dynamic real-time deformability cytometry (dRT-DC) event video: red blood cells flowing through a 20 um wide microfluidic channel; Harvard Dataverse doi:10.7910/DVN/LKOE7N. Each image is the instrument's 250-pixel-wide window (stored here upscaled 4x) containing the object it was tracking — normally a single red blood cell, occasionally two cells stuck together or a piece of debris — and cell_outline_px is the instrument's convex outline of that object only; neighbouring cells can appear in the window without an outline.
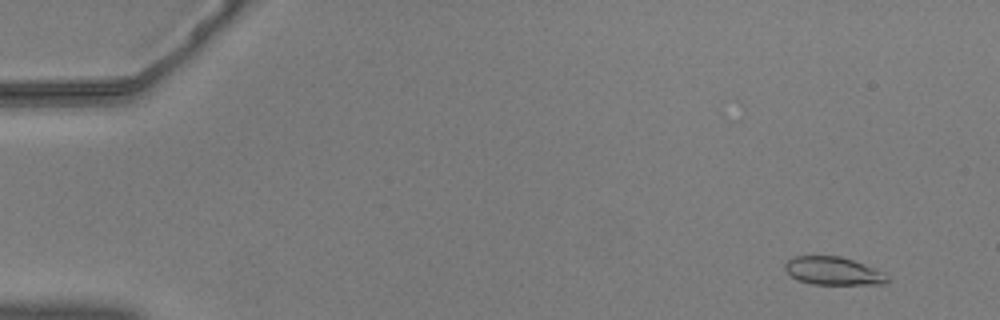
{"species": "common noctule bat (a hibernating species)", "species_latin": "Nyctalus noctula", "temperature_condition": "warm", "stored_images_in_passage": 57, "camera_frame_rate_fps": 3000, "um_per_image_px": 0.085, "animal": {"sex": "male", "body_mass_g": 20.5, "forearm_length_mm": 52.5}, "frame": {"image": 1, "passage_image": 5, "time_ms": 1.333, "image_size_px": [1000, 320], "cell_outline_px": [[888, 280], [884, 284], [812, 284], [796, 280], [784, 268], [784, 264], [788, 260], [796, 256], [840, 256], [864, 264], [884, 272], [888, 276]], "centroid_in_image_um": [70.82, 23.03], "position_along_channel_um": 14.2, "area_um2": 16.65}}
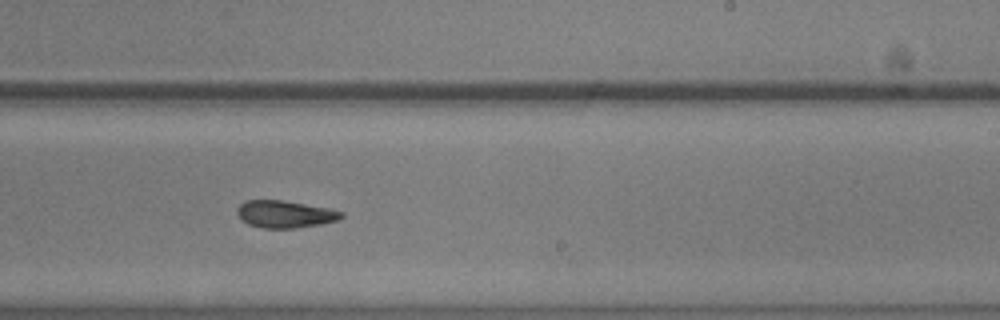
{"frame": {"image": 2, "passage_image": 36, "time_ms": 11.667, "image_size_px": [1000, 320], "cell_outline_px": [[344, 216], [336, 220], [320, 224], [296, 228], [260, 228], [248, 224], [240, 220], [236, 212], [236, 208], [244, 200], [284, 200], [328, 208], [344, 212]], "centroid_in_image_um": [24.17, 18.2], "position_along_channel_um": 264.8, "area_um2": 16.7}}
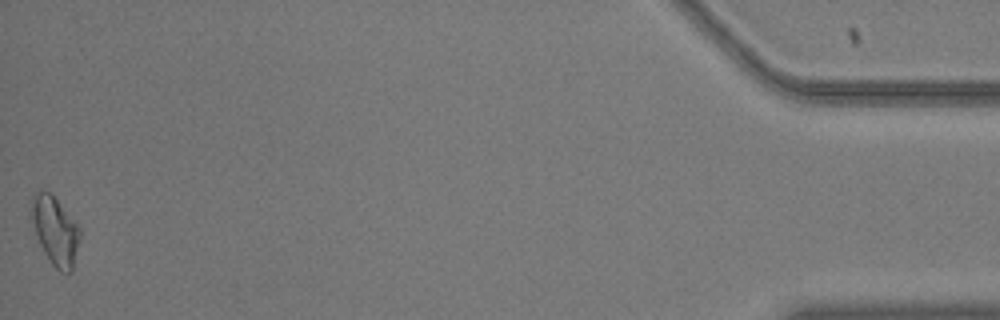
{"frame": {"image": 3, "passage_image": 57, "time_ms": 18.667, "image_size_px": [1000, 320], "cell_outline_px": [[80, 240], [72, 272], [60, 272], [52, 264], [44, 252], [40, 244], [32, 220], [32, 196], [40, 188], [44, 188], [56, 200], [80, 228]], "centroid_in_image_um": [4.7, 19.63], "position_along_channel_um": 430.5, "area_um2": 18.9}, "authors_computed_cell_mechanics": {"area_um2": 16.8776, "velocity_mm_per_s": 3.6609, "shape_relaxation_time_tau1_ms": 5.9881, "shape_relaxation_time_tau2_ms": 7.9767, "deformation_change_tau1": 0.165, "deformation_change_tau2": 0.1178}}